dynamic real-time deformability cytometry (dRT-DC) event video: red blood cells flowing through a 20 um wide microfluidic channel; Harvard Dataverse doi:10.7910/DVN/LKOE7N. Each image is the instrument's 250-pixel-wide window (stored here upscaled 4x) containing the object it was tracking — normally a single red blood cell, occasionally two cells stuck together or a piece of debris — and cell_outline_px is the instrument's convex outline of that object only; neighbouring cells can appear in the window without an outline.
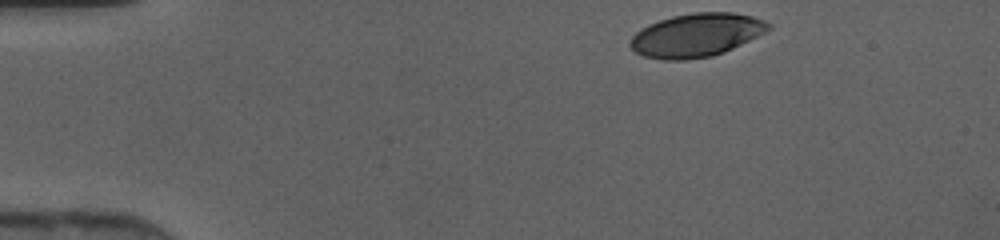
{"species": "human", "species_latin": "Homo sapiens", "temperature_condition": "cold", "stored_images_in_passage": 33, "camera_frame_rate_fps": 3000, "um_per_image_px": 0.085, "donor": {"sex": "female"}, "frame": {"image": 1, "passage_image": 1, "time_ms": 0.0, "image_size_px": [1000, 240], "cell_outline_px": [[772, 28], [724, 52], [712, 56], [684, 60], [664, 60], [644, 56], [636, 52], [628, 44], [632, 36], [636, 32], [648, 24], [672, 16], [692, 12], [732, 12], [752, 16], [764, 20], [772, 24]], "centroid_in_image_um": [59.18, 2.98], "position_along_channel_um": 25.8, "area_um2": 34.85}}
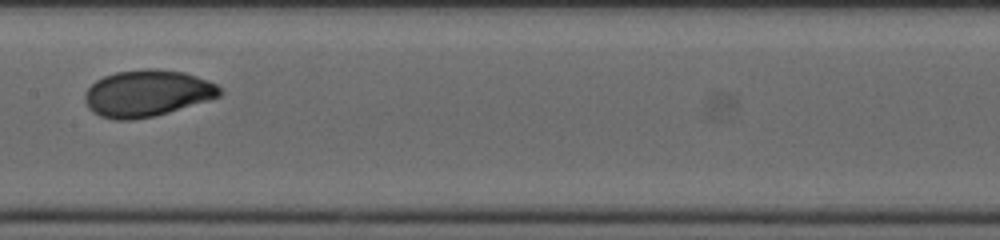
{"frame": {"image": 2, "passage_image": 18, "time_ms": 5.667, "image_size_px": [1000, 240], "cell_outline_px": [[224, 92], [220, 96], [212, 100], [156, 116], [132, 120], [112, 120], [100, 116], [92, 112], [88, 108], [84, 100], [84, 92], [96, 80], [104, 76], [116, 72], [144, 68], [152, 68], [184, 72], [208, 80], [216, 84]], "centroid_in_image_um": [12.52, 7.94], "position_along_channel_um": 194.9, "area_um2": 37.22}}
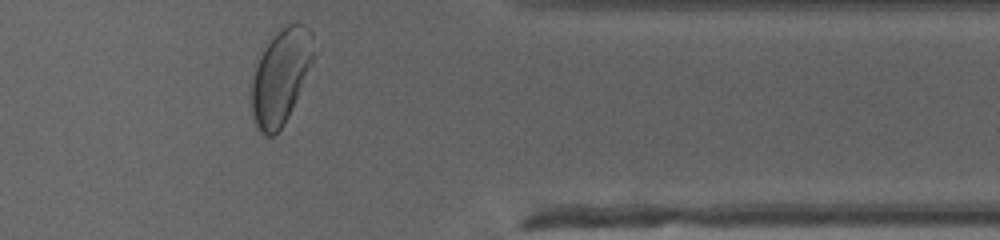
{"frame": {"image": 3, "passage_image": 32, "time_ms": 10.333, "image_size_px": [1000, 240], "cell_outline_px": [[320, 48], [288, 116], [284, 124], [272, 136], [264, 136], [256, 128], [252, 112], [252, 80], [260, 56], [264, 48], [280, 28], [288, 24], [304, 24], [312, 32]], "centroid_in_image_um": [23.93, 6.45], "position_along_channel_um": 387.5, "area_um2": 34.62}}